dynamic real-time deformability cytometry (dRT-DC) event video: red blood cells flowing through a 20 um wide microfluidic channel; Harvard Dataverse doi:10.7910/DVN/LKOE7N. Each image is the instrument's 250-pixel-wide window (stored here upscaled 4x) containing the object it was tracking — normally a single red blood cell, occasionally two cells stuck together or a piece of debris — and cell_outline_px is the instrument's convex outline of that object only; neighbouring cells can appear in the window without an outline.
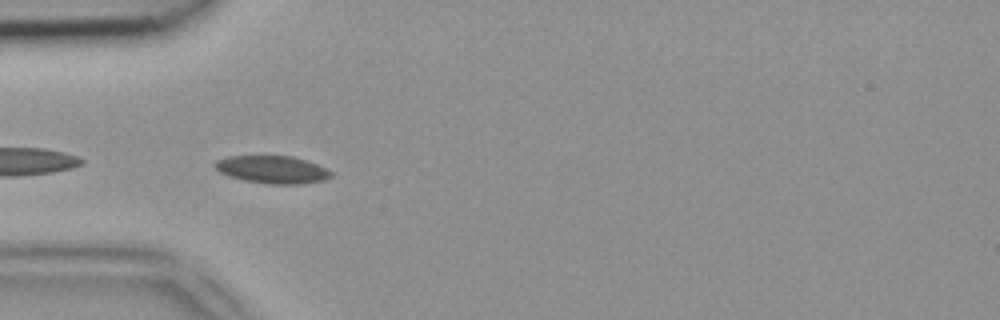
{"species": "common noctule bat (a hibernating species)", "species_latin": "Nyctalus noctula", "temperature_condition": "room temperature", "stored_images_in_passage": 23, "camera_frame_rate_fps": 3000, "um_per_image_px": 0.085, "animal": {"sex": "female", "body_mass_g": 18.4}, "frame": {"image": 1, "passage_image": 1, "time_ms": 0.0, "image_size_px": [1000, 320], "cell_outline_px": [[336, 172], [332, 176], [324, 180], [300, 184], [268, 184], [244, 180], [228, 176], [220, 172], [212, 164], [216, 160], [228, 156], [292, 156], [316, 164]], "centroid_in_image_um": [23.16, 14.41], "position_along_channel_um": 61.8, "area_um2": 18.79}}
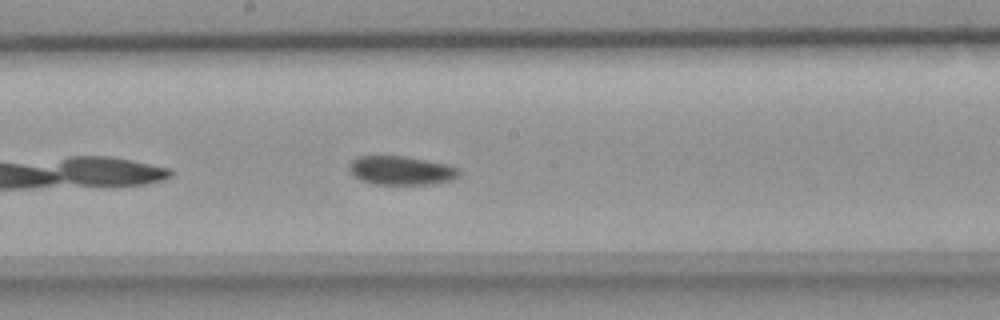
{"frame": {"image": 2, "passage_image": 12, "time_ms": 3.667, "image_size_px": [1000, 320], "cell_outline_px": [[460, 176], [452, 180], [428, 184], [372, 184], [360, 180], [352, 176], [348, 168], [348, 164], [356, 156], [404, 156], [448, 164], [460, 168]], "centroid_in_image_um": [34.08, 14.49], "position_along_channel_um": 214.1, "area_um2": 18.73}}
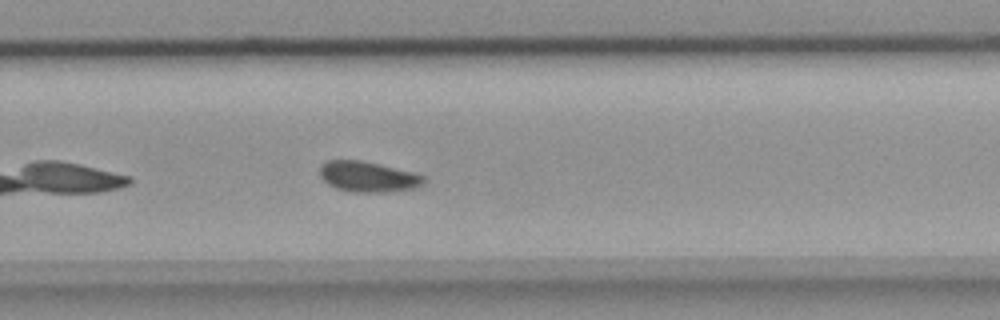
{"frame": {"image": 3, "passage_image": 18, "time_ms": 5.667, "image_size_px": [1000, 320], "cell_outline_px": [[424, 184], [412, 188], [388, 192], [348, 192], [336, 188], [328, 184], [320, 176], [320, 164], [328, 160], [360, 160], [412, 172], [424, 176]], "centroid_in_image_um": [31.23, 15.02], "position_along_channel_um": 298.6, "area_um2": 18.38}}